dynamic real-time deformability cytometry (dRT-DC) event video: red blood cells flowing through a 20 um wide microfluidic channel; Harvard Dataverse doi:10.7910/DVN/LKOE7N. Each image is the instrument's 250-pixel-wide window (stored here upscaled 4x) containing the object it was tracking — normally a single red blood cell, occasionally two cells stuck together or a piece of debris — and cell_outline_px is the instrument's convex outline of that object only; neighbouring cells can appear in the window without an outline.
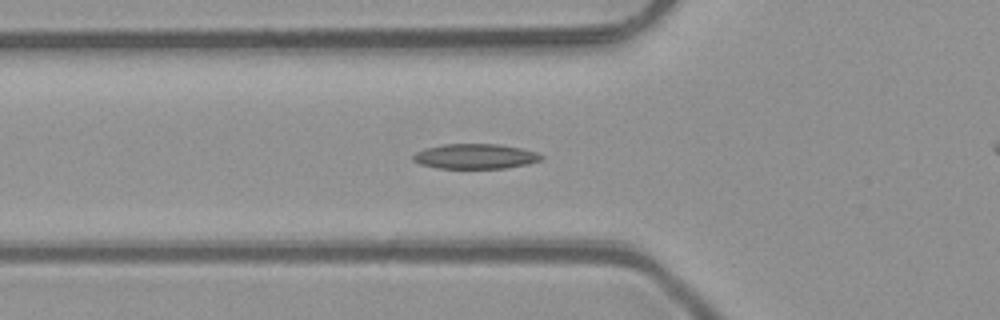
{"species": "common noctule bat (a hibernating species)", "species_latin": "Nyctalus noctula", "temperature_condition": "room temperature", "stored_images_in_passage": 35, "camera_frame_rate_fps": 3000, "um_per_image_px": 0.085, "animal": {"sex": "male", "body_mass_g": 23.1, "forearm_length_mm": 52.7}, "frame": {"image": 1, "passage_image": 2, "time_ms": 0.333, "image_size_px": [1000, 320], "cell_outline_px": [[544, 160], [528, 164], [504, 168], [436, 168], [420, 164], [412, 160], [412, 156], [416, 152], [424, 148], [444, 144], [500, 144], [520, 148], [536, 152], [544, 156]], "centroid_in_image_um": [40.4, 13.29], "position_along_channel_um": 85.4, "area_um2": 18.79}}
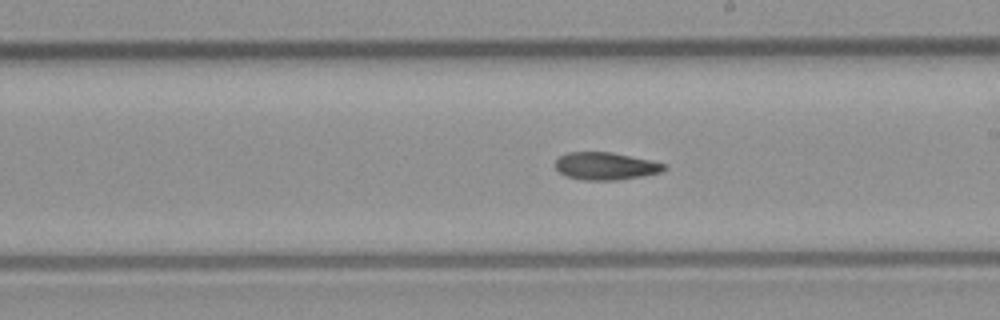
{"frame": {"image": 2, "passage_image": 13, "time_ms": 4.0, "image_size_px": [1000, 320], "cell_outline_px": [[668, 168], [660, 172], [620, 180], [584, 180], [564, 176], [556, 168], [556, 160], [560, 156], [568, 152], [612, 152], [668, 164]], "centroid_in_image_um": [51.49, 14.12], "position_along_channel_um": 237.5, "area_um2": 17.46}}
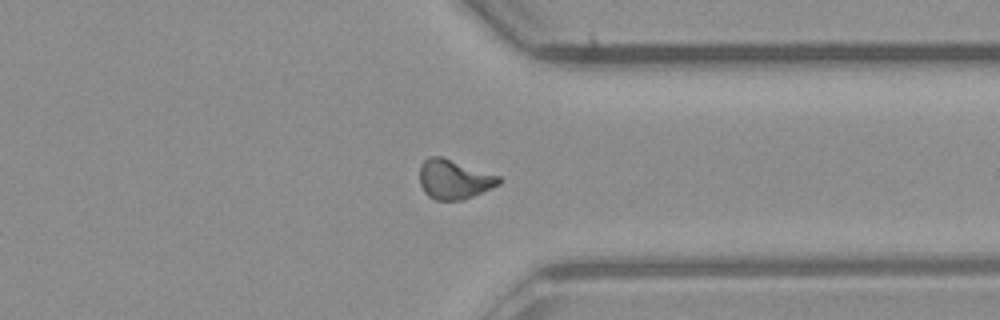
{"frame": {"image": 3, "passage_image": 23, "time_ms": 7.333, "image_size_px": [1000, 320], "cell_outline_px": [[504, 180], [500, 184], [492, 188], [464, 200], [436, 200], [428, 196], [424, 192], [420, 184], [420, 164], [428, 156], [440, 156], [500, 176]], "centroid_in_image_um": [38.6, 15.25], "position_along_channel_um": 372.8, "area_um2": 18.32}}